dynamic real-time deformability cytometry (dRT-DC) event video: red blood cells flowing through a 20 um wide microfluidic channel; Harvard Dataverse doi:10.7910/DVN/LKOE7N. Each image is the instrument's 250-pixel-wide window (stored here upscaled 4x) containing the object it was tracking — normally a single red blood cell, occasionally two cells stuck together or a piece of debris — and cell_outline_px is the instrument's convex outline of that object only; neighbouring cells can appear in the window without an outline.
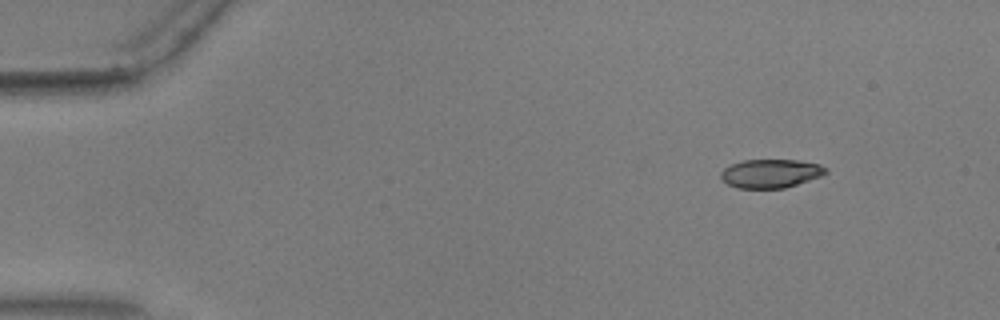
{"species": "common noctule bat (a hibernating species)", "species_latin": "Nyctalus noctula", "temperature_condition": "warm", "stored_images_in_passage": 13, "camera_frame_rate_fps": 3000, "um_per_image_px": 0.085, "animal": {"sex": "male", "body_mass_g": 17.9, "forearm_length_mm": 54.2}, "frame": {"image": 1, "passage_image": 3, "time_ms": 0.667, "image_size_px": [1000, 320], "cell_outline_px": [[828, 172], [820, 176], [784, 188], [736, 188], [728, 184], [720, 176], [720, 172], [724, 168], [732, 164], [744, 160], [796, 160], [820, 164], [828, 168]], "centroid_in_image_um": [65.51, 14.74], "position_along_channel_um": 19.5, "area_um2": 17.4}}